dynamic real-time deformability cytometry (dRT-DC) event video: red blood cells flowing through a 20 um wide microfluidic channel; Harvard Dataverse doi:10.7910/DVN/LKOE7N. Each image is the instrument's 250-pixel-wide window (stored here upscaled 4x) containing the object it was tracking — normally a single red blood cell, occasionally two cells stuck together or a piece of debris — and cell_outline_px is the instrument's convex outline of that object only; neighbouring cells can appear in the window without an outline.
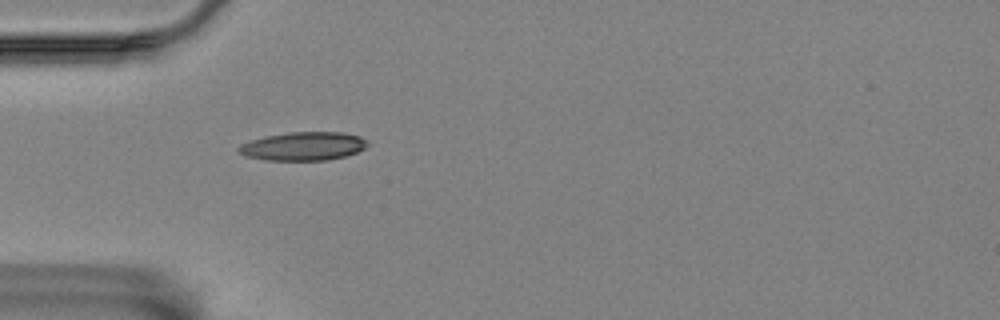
{"species": "Egyptian fruit bat (a non-hibernating species)", "species_latin": "Rousettus aegyptiacus", "temperature_condition": "room temperature", "stored_images_in_passage": 1, "camera_frame_rate_fps": 3000, "um_per_image_px": 0.085, "animal": {"sex": "female"}, "frame": {"image": 1, "passage_image": 1, "time_ms": 0.0, "image_size_px": [1000, 320], "cell_outline_px": [[368, 144], [364, 148], [356, 152], [344, 156], [328, 160], [264, 160], [244, 156], [236, 148], [240, 144], [264, 136], [288, 132], [340, 132], [360, 136], [368, 140]], "centroid_in_image_um": [25.76, 12.42], "position_along_channel_um": 59.2, "area_um2": 21.44}}